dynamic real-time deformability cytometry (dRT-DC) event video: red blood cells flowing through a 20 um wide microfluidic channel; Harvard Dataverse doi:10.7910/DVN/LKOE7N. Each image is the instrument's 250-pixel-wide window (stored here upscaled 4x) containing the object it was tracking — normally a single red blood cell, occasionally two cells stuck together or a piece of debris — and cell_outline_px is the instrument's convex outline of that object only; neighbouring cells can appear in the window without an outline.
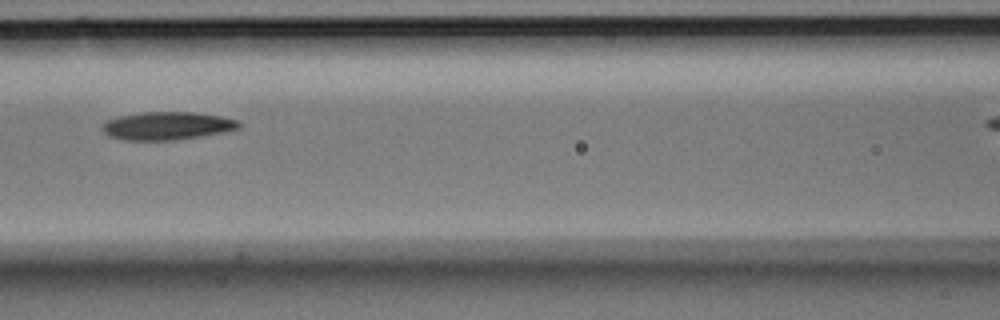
{"species": "Egyptian fruit bat (a non-hibernating species)", "species_latin": "Rousettus aegyptiacus", "temperature_condition": "room temperature", "stored_images_in_passage": 3, "camera_frame_rate_fps": 3000, "um_per_image_px": 0.085, "animal": {"sex": "male"}, "frame": {"image": 1, "passage_image": 3, "time_ms": 0.667, "image_size_px": [1000, 320], "cell_outline_px": [[244, 124], [240, 128], [224, 132], [176, 140], [124, 140], [108, 136], [100, 128], [108, 120], [120, 116], [144, 112], [196, 112], [220, 116], [236, 120]], "centroid_in_image_um": [14.23, 10.7], "position_along_channel_um": 152.4, "area_um2": 22.31}}